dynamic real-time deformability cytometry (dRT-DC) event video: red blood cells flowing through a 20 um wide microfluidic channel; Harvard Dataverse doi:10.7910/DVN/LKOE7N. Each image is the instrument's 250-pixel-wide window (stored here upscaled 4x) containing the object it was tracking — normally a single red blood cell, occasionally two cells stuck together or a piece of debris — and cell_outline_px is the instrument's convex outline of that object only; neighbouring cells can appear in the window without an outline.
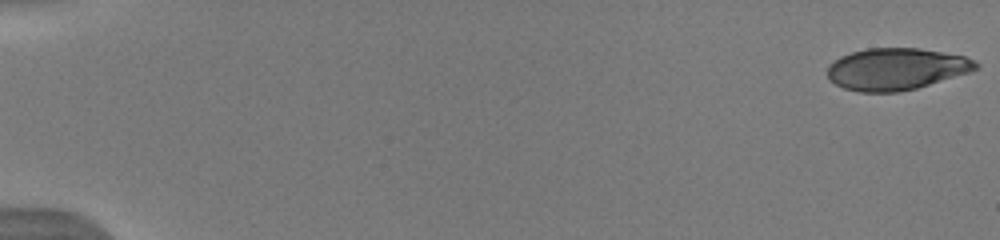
{"species": "human", "species_latin": "Homo sapiens", "temperature_condition": "warm", "stored_images_in_passage": 52, "camera_frame_rate_fps": 3000, "um_per_image_px": 0.085, "donor": {"sex": "male"}, "frame": {"image": 1, "passage_image": 1, "time_ms": 0.0, "image_size_px": [1000, 240], "cell_outline_px": [[980, 68], [972, 72], [916, 88], [900, 92], [860, 92], [844, 88], [836, 84], [828, 76], [828, 64], [840, 56], [852, 52], [868, 48], [920, 48], [964, 56], [980, 64]], "centroid_in_image_um": [76.2, 5.86], "position_along_channel_um": 8.8, "area_um2": 36.24}}
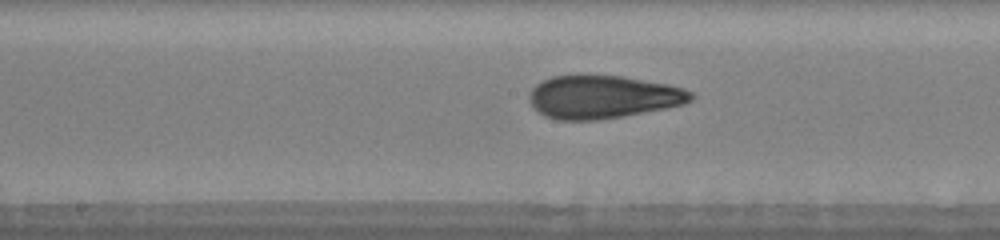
{"frame": {"image": 2, "passage_image": 29, "time_ms": 9.333, "image_size_px": [1000, 240], "cell_outline_px": [[696, 96], [692, 100], [684, 104], [668, 108], [624, 116], [596, 120], [556, 120], [544, 116], [532, 108], [528, 100], [528, 96], [532, 88], [536, 84], [552, 76], [588, 72], [620, 76], [668, 84], [684, 88], [692, 92]], "centroid_in_image_um": [51.21, 8.21], "position_along_channel_um": 197.0, "area_um2": 41.73}}
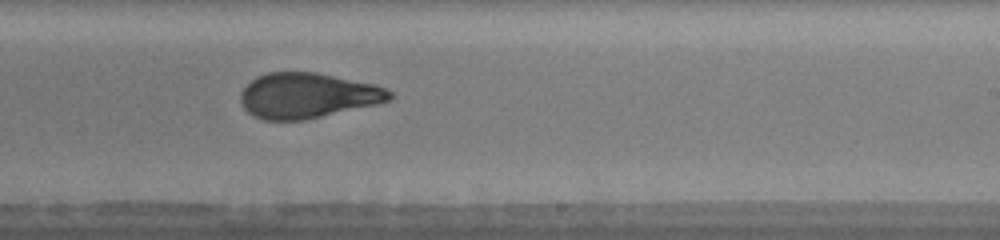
{"frame": {"image": 3, "passage_image": 34, "time_ms": 11.0, "image_size_px": [1000, 240], "cell_outline_px": [[392, 96], [388, 100], [376, 104], [304, 120], [264, 120], [252, 116], [244, 108], [240, 100], [240, 92], [256, 76], [268, 72], [316, 72], [376, 84], [392, 92]], "centroid_in_image_um": [26.11, 8.12], "position_along_channel_um": 262.9, "area_um2": 39.25}, "authors_computed_cell_mechanics": {"area_um2": 38.9861, "velocity_mm_per_s": 3.9658, "shape_relaxation_time_tau1_ms": 5.5105, "shape_relaxation_time_tau2_ms": 1.2391, "deformation_change_tau1": 0.2212, "deformation_change_tau2": 0.0862}}